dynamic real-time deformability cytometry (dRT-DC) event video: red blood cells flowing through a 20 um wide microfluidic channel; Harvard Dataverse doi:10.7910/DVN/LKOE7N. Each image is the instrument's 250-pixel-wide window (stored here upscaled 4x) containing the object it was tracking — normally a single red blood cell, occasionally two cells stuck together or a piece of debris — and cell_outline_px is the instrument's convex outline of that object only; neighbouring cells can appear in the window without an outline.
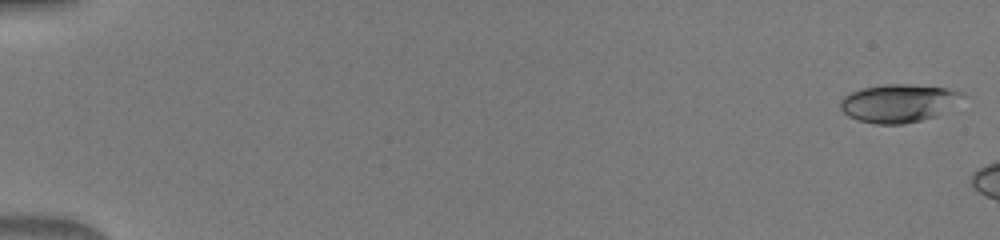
{"species": "human", "species_latin": "Homo sapiens", "temperature_condition": "warm", "stored_images_in_passage": 7, "camera_frame_rate_fps": 3000, "um_per_image_px": 0.085, "donor": {"sex": "male"}, "frame": {"image": 1, "passage_image": 1, "time_ms": 0.0, "image_size_px": [1000, 240], "cell_outline_px": [[968, 96], [936, 116], [904, 124], [876, 124], [856, 120], [848, 116], [840, 108], [840, 100], [844, 96], [860, 88], [884, 84], [908, 84], [944, 88], [960, 92]], "centroid_in_image_um": [76.35, 8.77], "position_along_channel_um": 8.6, "area_um2": 27.11}}